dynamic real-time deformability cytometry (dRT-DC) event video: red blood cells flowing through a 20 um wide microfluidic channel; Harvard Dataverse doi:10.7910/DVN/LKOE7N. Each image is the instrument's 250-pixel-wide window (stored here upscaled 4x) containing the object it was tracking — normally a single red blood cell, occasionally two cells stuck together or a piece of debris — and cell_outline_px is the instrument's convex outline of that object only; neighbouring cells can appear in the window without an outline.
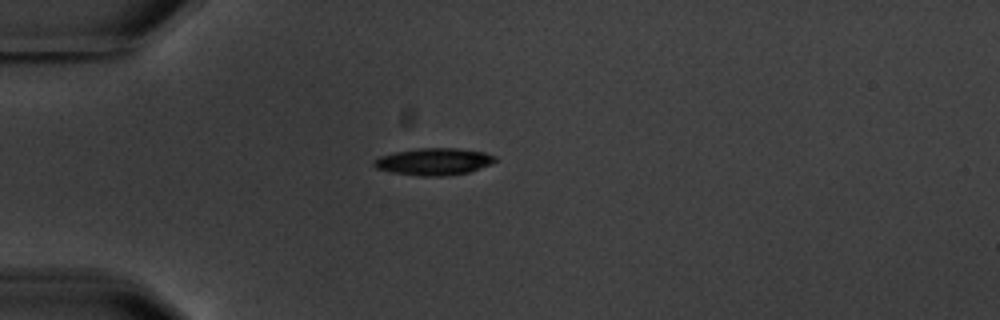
{"species": "common noctule bat (a hibernating species)", "species_latin": "Nyctalus noctula", "temperature_condition": "warm", "stored_images_in_passage": 6, "camera_frame_rate_fps": 3000, "um_per_image_px": 0.085, "animal": {"sex": "male", "body_mass_g": 20.1, "forearm_length_mm": 53.5}, "frame": {"image": 1, "passage_image": 6, "time_ms": 7.0, "image_size_px": [1000, 320], "cell_outline_px": [[496, 160], [488, 164], [468, 172], [440, 176], [420, 176], [392, 172], [376, 168], [372, 164], [372, 160], [380, 156], [396, 152], [420, 148], [456, 148], [484, 152], [496, 156]], "centroid_in_image_um": [36.83, 13.73], "position_along_channel_um": 48.2, "area_um2": 18.79}}